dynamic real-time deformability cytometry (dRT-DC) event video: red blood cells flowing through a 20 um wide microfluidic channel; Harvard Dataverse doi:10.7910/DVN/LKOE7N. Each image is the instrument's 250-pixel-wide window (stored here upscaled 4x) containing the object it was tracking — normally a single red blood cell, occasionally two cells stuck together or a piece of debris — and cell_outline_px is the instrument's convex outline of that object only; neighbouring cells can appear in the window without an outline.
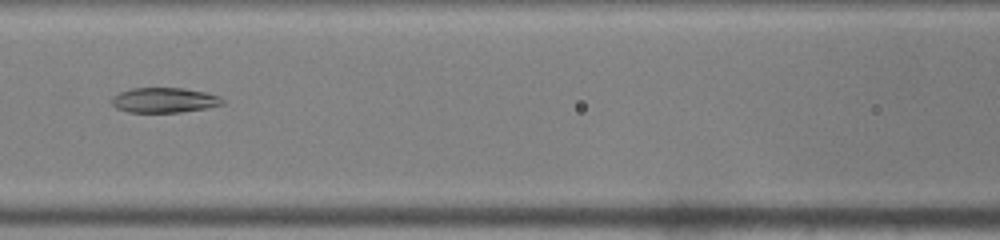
{"species": "common noctule bat (a hibernating species)", "species_latin": "Nyctalus noctula", "temperature_condition": "warm", "stored_images_in_passage": 48, "segment_of_instrument_passage": [2, 2], "camera_frame_rate_fps": 3000, "um_per_image_px": 0.085, "animal": {"sex": "male", "body_mass_g": 19.0, "forearm_length_mm": 50.8}, "frame": {"image": 1, "passage_image": 21, "time_ms": 6.667, "image_size_px": [1000, 240], "cell_outline_px": [[224, 104], [204, 108], [180, 112], [128, 112], [116, 108], [112, 104], [112, 96], [120, 92], [132, 88], [184, 88], [204, 92], [220, 96], [224, 100]], "centroid_in_image_um": [13.95, 8.51], "position_along_channel_um": 152.6, "area_um2": 16.07}}
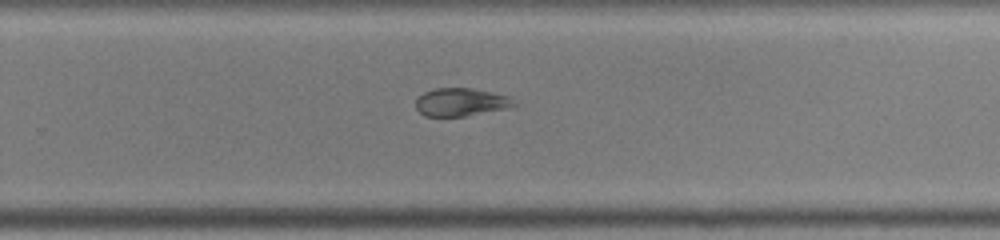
{"frame": {"image": 2, "passage_image": 31, "time_ms": 10.0, "image_size_px": [1000, 240], "cell_outline_px": [[516, 104], [508, 108], [464, 116], [424, 116], [416, 108], [416, 100], [424, 92], [436, 88], [472, 88], [492, 92], [508, 96]], "centroid_in_image_um": [39.16, 8.68], "position_along_channel_um": 290.6, "area_um2": 15.84}}
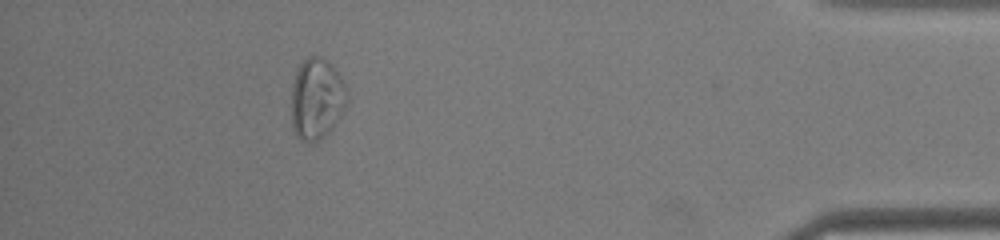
{"frame": {"image": 3, "passage_image": 43, "time_ms": 14.0, "image_size_px": [1000, 240], "cell_outline_px": [[348, 104], [340, 116], [328, 132], [324, 136], [316, 140], [300, 140], [292, 128], [292, 84], [296, 72], [300, 64], [308, 56], [316, 56], [328, 60], [344, 80], [348, 92]], "centroid_in_image_um": [26.94, 8.36], "position_along_channel_um": 408.3, "area_um2": 26.36}}